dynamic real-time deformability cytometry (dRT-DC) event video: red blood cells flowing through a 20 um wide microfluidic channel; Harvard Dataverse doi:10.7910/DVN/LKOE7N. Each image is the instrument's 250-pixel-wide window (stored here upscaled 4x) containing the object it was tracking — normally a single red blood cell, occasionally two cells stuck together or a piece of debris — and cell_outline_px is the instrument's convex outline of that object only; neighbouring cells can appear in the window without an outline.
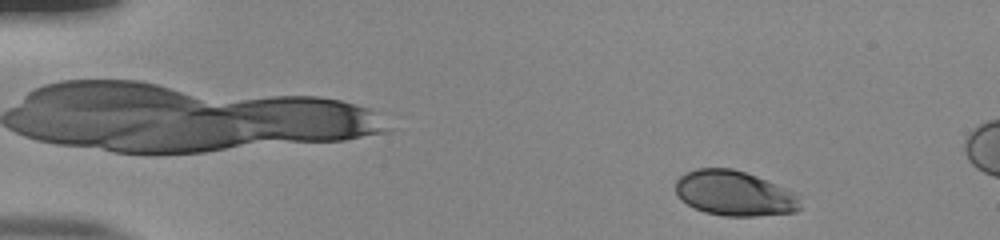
{"species": "human", "species_latin": "Homo sapiens", "temperature_condition": "room temperature", "stored_images_in_passage": 50, "segment_of_instrument_passage": [1, 2], "camera_frame_rate_fps": 3000, "um_per_image_px": 0.085, "donor": {"sex": "male"}, "frame": {"image": 1, "passage_image": 3, "time_ms": 0.667, "image_size_px": [1000, 240], "cell_outline_px": [[800, 208], [796, 212], [756, 216], [724, 216], [704, 212], [680, 200], [676, 196], [676, 180], [680, 176], [696, 168], [732, 168], [756, 176], [796, 192]], "centroid_in_image_um": [62.4, 16.44], "position_along_channel_um": 22.6, "area_um2": 32.71}}
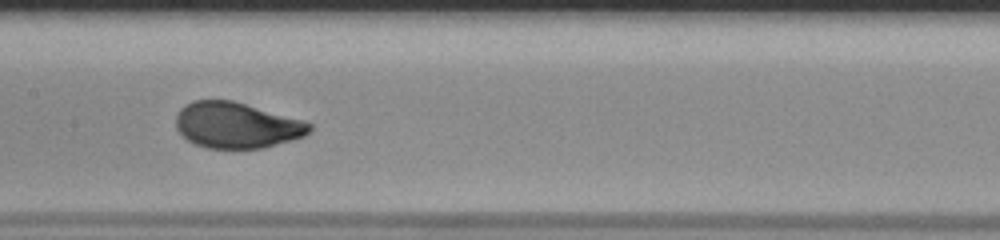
{"frame": {"image": 2, "passage_image": 24, "time_ms": 7.667, "image_size_px": [1000, 240], "cell_outline_px": [[312, 128], [304, 136], [292, 140], [264, 148], [208, 148], [196, 144], [188, 140], [176, 128], [176, 116], [180, 108], [192, 100], [232, 100], [304, 120], [312, 124]], "centroid_in_image_um": [20.12, 10.64], "position_along_channel_um": 187.3, "area_um2": 35.66}}
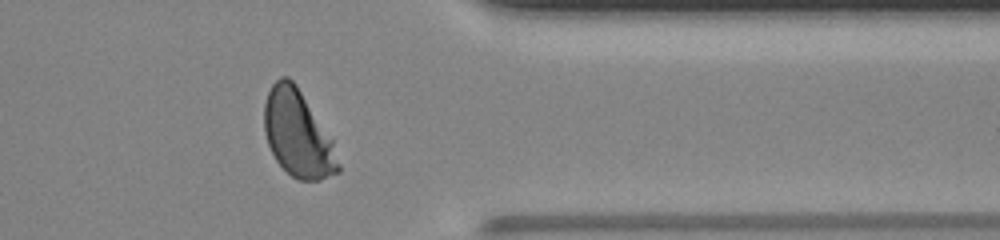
{"frame": {"image": 3, "passage_image": 40, "time_ms": 13.0, "image_size_px": [1000, 240], "cell_outline_px": [[340, 172], [320, 180], [300, 180], [292, 176], [276, 160], [268, 144], [264, 132], [264, 104], [268, 92], [272, 84], [280, 76], [288, 76], [296, 84], [332, 140], [340, 164]], "centroid_in_image_um": [25.3, 11.37], "position_along_channel_um": 386.1, "area_um2": 36.99}}